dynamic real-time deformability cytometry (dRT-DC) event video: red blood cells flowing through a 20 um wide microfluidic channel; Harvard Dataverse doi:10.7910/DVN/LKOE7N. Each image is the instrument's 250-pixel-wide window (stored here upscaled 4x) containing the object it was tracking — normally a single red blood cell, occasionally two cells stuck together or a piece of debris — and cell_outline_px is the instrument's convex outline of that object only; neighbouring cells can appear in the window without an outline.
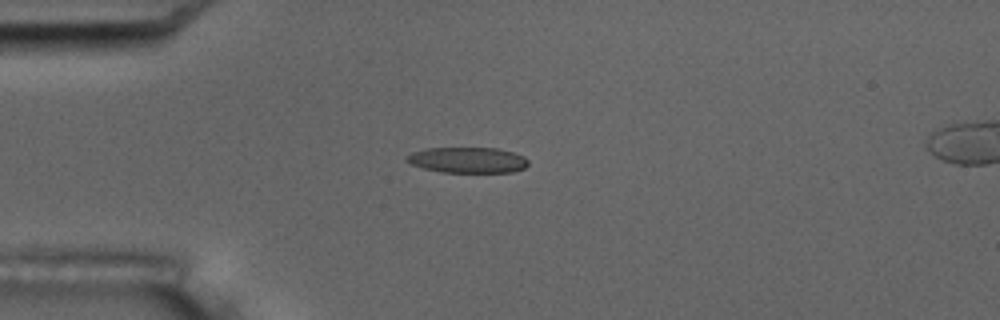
{"species": "common noctule bat (a hibernating species)", "species_latin": "Nyctalus noctula", "temperature_condition": "room temperature", "stored_images_in_passage": 6, "camera_frame_rate_fps": 3000, "um_per_image_px": 0.085, "animal": {"sex": "male", "body_mass_g": 17.5, "forearm_length_mm": 52.3}, "frame": {"image": 1, "passage_image": 1, "time_ms": 0.0, "image_size_px": [1000, 320], "cell_outline_px": [[528, 164], [524, 168], [512, 172], [440, 172], [424, 168], [412, 164], [404, 160], [404, 156], [412, 152], [424, 148], [496, 148], [512, 152], [524, 156], [528, 160]], "centroid_in_image_um": [39.71, 13.6], "position_along_channel_um": 45.3, "area_um2": 18.26}}